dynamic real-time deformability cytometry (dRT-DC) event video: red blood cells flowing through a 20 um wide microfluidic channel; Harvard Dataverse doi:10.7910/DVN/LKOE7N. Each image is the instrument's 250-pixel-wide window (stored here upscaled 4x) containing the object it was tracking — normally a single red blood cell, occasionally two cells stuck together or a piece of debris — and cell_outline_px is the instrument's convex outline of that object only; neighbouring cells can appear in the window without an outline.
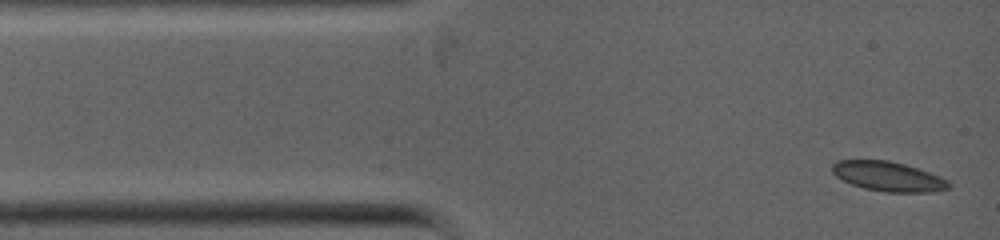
{"species": "common noctule bat (a hibernating species)", "species_latin": "Nyctalus noctula", "temperature_condition": "warm", "stored_images_in_passage": 43, "camera_frame_rate_fps": 5000, "um_per_image_px": 0.085, "animal": {"sex": "female", "body_mass_g": 19.0, "forearm_length_mm": 53.3}, "frame": {"image": 1, "passage_image": 1, "time_ms": 0.0, "image_size_px": [1000, 240], "cell_outline_px": [[952, 184], [948, 188], [932, 192], [884, 192], [864, 188], [852, 184], [836, 176], [832, 172], [832, 164], [836, 160], [888, 160], [904, 164], [940, 176], [948, 180]], "centroid_in_image_um": [75.5, 14.99], "position_along_channel_um": 9.5, "area_um2": 20.06}}
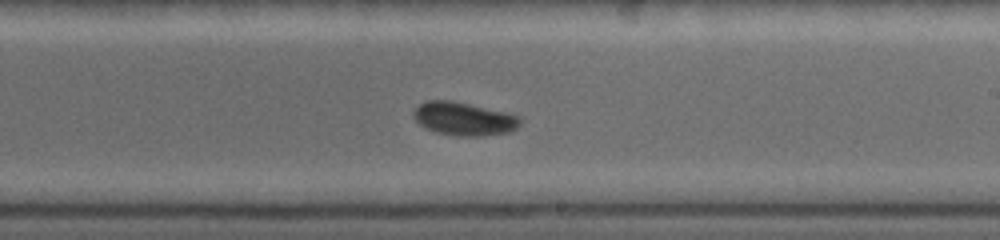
{"frame": {"image": 2, "passage_image": 24, "time_ms": 6.0, "image_size_px": [1000, 240], "cell_outline_px": [[524, 120], [516, 128], [508, 132], [484, 136], [456, 136], [436, 132], [424, 128], [412, 116], [412, 112], [420, 104], [428, 100], [452, 100], [508, 112], [520, 116]], "centroid_in_image_um": [39.45, 10.09], "position_along_channel_um": 249.5, "area_um2": 20.98}}
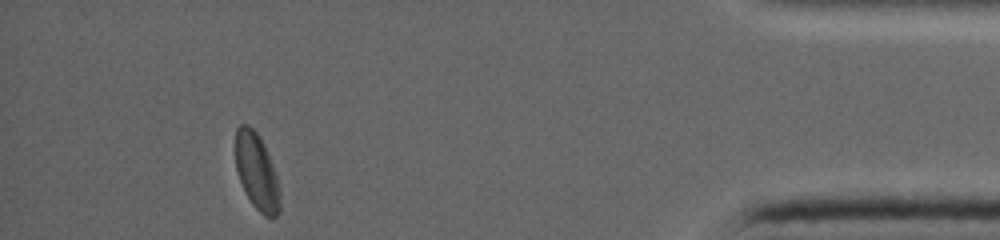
{"frame": {"image": 3, "passage_image": 43, "time_ms": 10.6, "image_size_px": [1000, 240], "cell_outline_px": [[280, 212], [276, 216], [264, 216], [252, 204], [240, 180], [236, 168], [236, 128], [240, 124], [248, 124], [256, 132], [264, 144], [272, 164], [276, 176], [280, 196]], "centroid_in_image_um": [21.82, 14.58], "position_along_channel_um": 413.4, "area_um2": 19.42}}